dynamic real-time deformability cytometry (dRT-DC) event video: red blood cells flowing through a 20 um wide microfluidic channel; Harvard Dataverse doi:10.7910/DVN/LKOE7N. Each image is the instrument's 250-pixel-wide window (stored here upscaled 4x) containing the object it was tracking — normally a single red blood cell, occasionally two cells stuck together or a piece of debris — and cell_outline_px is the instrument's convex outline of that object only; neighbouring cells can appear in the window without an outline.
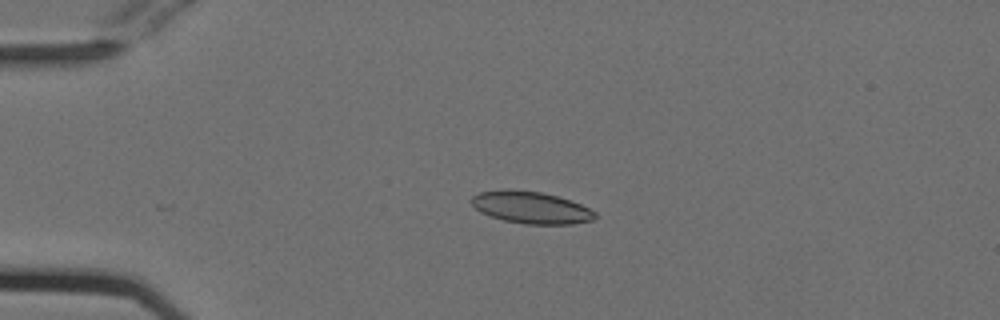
{"species": "Egyptian fruit bat (a non-hibernating species)", "species_latin": "Rousettus aegyptiacus", "temperature_condition": "cold", "stored_images_in_passage": 33, "camera_frame_rate_fps": 3000, "um_per_image_px": 0.085, "animal": {"sex": "female"}, "frame": {"image": 1, "passage_image": 3, "time_ms": 0.667, "image_size_px": [1000, 320], "cell_outline_px": [[596, 216], [592, 220], [572, 224], [524, 224], [504, 220], [480, 212], [472, 204], [472, 196], [480, 192], [508, 188], [540, 192], [556, 196], [580, 204], [596, 212]], "centroid_in_image_um": [45.12, 17.63], "position_along_channel_um": 39.9, "area_um2": 22.89}}
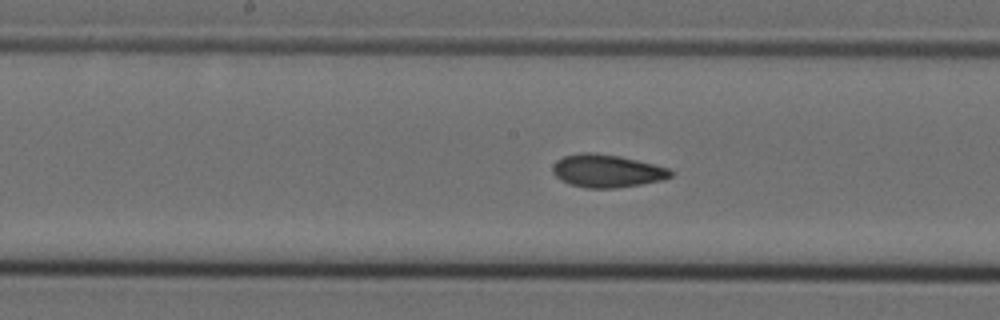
{"frame": {"image": 2, "passage_image": 18, "time_ms": 5.667, "image_size_px": [1000, 320], "cell_outline_px": [[672, 176], [664, 180], [616, 188], [584, 188], [568, 184], [560, 180], [552, 172], [552, 168], [556, 160], [564, 156], [584, 152], [592, 152], [620, 156], [668, 168], [672, 172]], "centroid_in_image_um": [51.55, 14.53], "position_along_channel_um": 196.6, "area_um2": 22.6}}
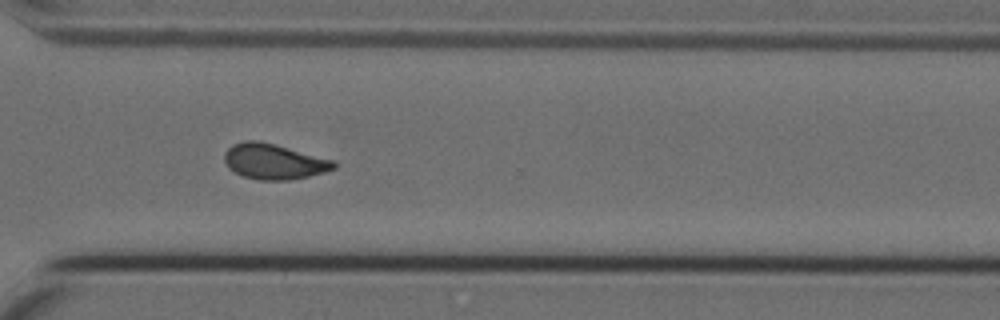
{"frame": {"image": 3, "passage_image": 30, "time_ms": 9.667, "image_size_px": [1000, 320], "cell_outline_px": [[336, 168], [324, 172], [308, 176], [288, 180], [260, 180], [244, 176], [228, 168], [224, 160], [224, 152], [232, 144], [244, 140], [256, 140], [276, 144], [336, 160]], "centroid_in_image_um": [23.29, 13.71], "position_along_channel_um": 347.3, "area_um2": 22.77}, "authors_computed_cell_mechanics": {"area_um2": 22.4842, "velocity_mm_per_s": 3.7856, "shape_relaxation_time_tau1_ms": 10.944, "shape_relaxation_time_tau2_ms": 2.1095, "deformation_change_tau1": 0.1981, "deformation_change_tau2": 0.0601}}